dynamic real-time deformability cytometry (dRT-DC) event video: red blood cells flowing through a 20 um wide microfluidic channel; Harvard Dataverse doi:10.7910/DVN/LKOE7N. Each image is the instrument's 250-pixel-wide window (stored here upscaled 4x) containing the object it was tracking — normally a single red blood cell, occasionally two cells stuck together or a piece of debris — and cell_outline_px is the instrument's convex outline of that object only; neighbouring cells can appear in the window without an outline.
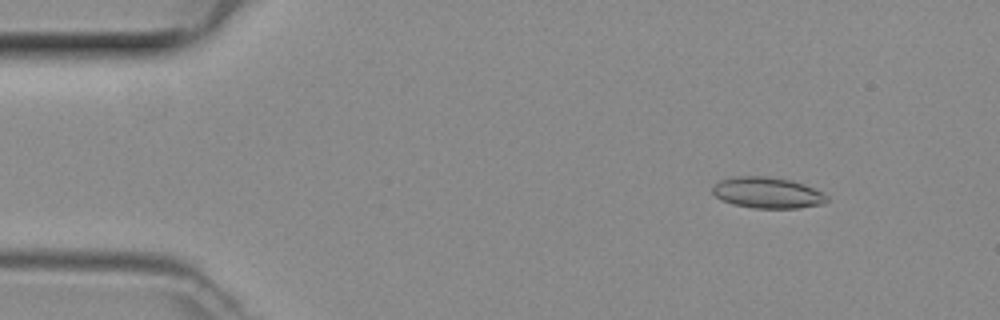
{"species": "common noctule bat (a hibernating species)", "species_latin": "Nyctalus noctula", "temperature_condition": "room temperature", "stored_images_in_passage": 48, "camera_frame_rate_fps": 3000, "um_per_image_px": 0.085, "animal": {"sex": "female", "body_mass_g": 29.2, "forearm_length_mm": 56.3}, "frame": {"image": 1, "passage_image": 6, "time_ms": 1.667, "image_size_px": [1000, 320], "cell_outline_px": [[828, 200], [824, 204], [800, 208], [752, 208], [732, 204], [716, 196], [712, 192], [712, 188], [720, 180], [740, 176], [764, 176], [792, 180], [804, 184], [828, 196]], "centroid_in_image_um": [65.25, 16.39], "position_along_channel_um": 19.7, "area_um2": 20.58}}
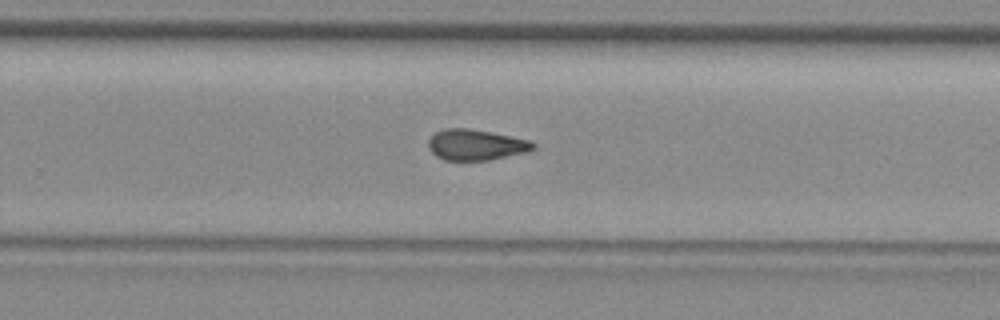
{"frame": {"image": 2, "passage_image": 31, "time_ms": 10.0, "image_size_px": [1000, 320], "cell_outline_px": [[536, 148], [528, 152], [492, 160], [444, 160], [436, 156], [428, 148], [428, 140], [436, 132], [444, 128], [464, 128], [488, 132], [528, 140], [536, 144]], "centroid_in_image_um": [40.45, 12.33], "position_along_channel_um": 289.4, "area_um2": 18.73}}
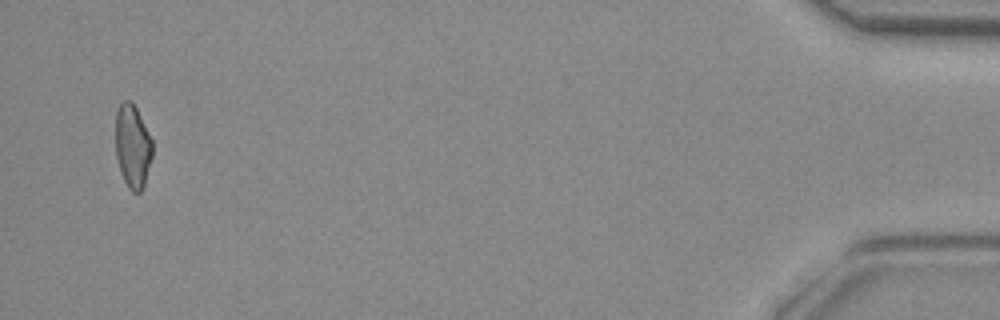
{"frame": {"image": 3, "passage_image": 47, "time_ms": 15.333, "image_size_px": [1000, 320], "cell_outline_px": [[152, 156], [144, 188], [140, 192], [132, 192], [128, 188], [124, 180], [116, 156], [116, 112], [120, 104], [124, 100], [132, 100], [152, 140]], "centroid_in_image_um": [11.28, 12.44], "position_along_channel_um": 423.9, "area_um2": 17.86}}